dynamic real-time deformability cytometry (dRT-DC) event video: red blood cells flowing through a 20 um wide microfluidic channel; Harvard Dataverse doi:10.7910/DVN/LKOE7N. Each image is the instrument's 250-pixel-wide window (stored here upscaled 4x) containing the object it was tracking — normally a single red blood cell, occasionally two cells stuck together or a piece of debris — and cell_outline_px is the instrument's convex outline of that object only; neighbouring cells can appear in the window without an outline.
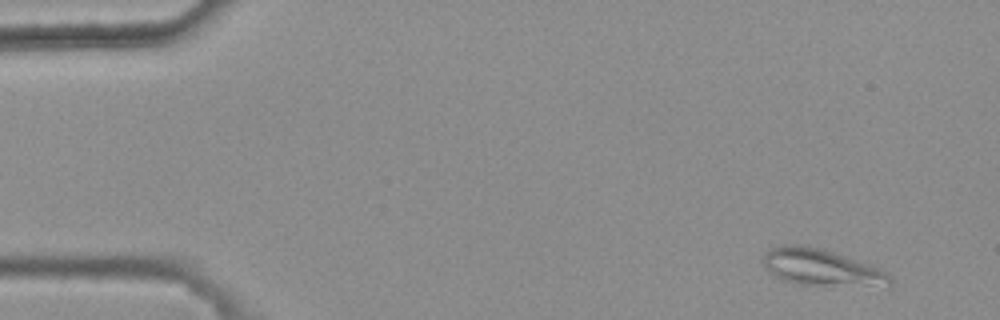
{"species": "common noctule bat (a hibernating species)", "species_latin": "Nyctalus noctula", "temperature_condition": "warm", "stored_images_in_passage": 45, "camera_frame_rate_fps": 3000, "um_per_image_px": 0.085, "animal": {"sex": "female", "body_mass_g": 25.1}, "frame": {"image": 1, "passage_image": 3, "time_ms": 0.667, "image_size_px": [1000, 320], "cell_outline_px": [[892, 284], [796, 284], [784, 280], [776, 276], [764, 268], [764, 252], [768, 248], [784, 244], [800, 244], [820, 248], [868, 264], [884, 272], [892, 280]], "centroid_in_image_um": [69.65, 22.68], "position_along_channel_um": 15.3, "area_um2": 25.95}}
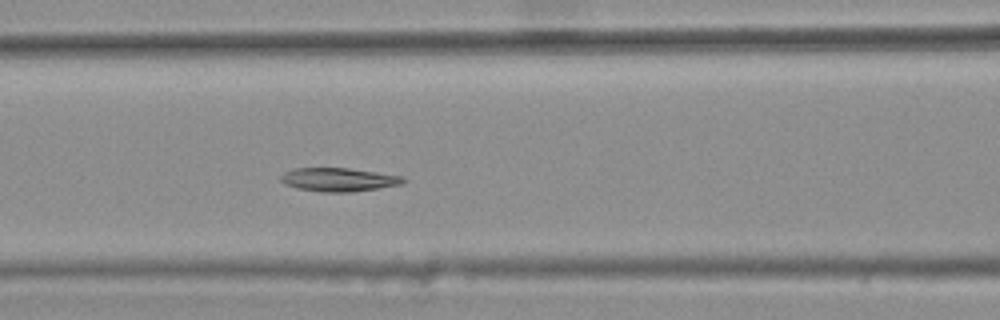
{"frame": {"image": 2, "passage_image": 22, "time_ms": 7.0, "image_size_px": [1000, 320], "cell_outline_px": [[408, 180], [400, 184], [352, 192], [320, 192], [296, 188], [284, 184], [280, 180], [280, 176], [284, 172], [296, 168], [348, 168], [404, 176]], "centroid_in_image_um": [28.76, 15.27], "position_along_channel_um": 137.8, "area_um2": 16.82}}
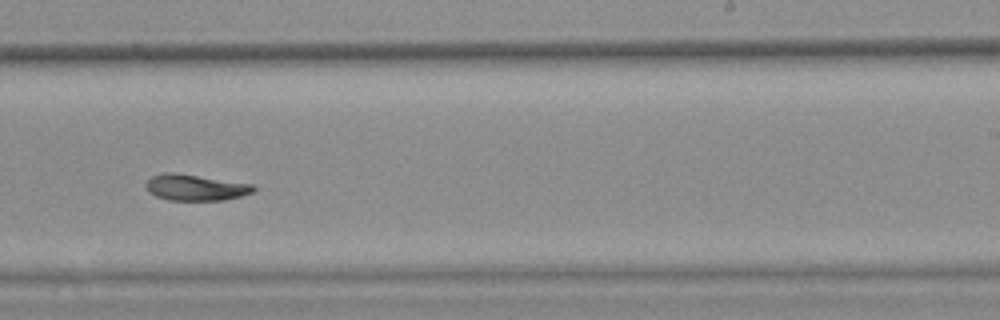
{"frame": {"image": 3, "passage_image": 33, "time_ms": 10.667, "image_size_px": [1000, 320], "cell_outline_px": [[256, 192], [224, 200], [168, 200], [156, 196], [148, 192], [144, 184], [152, 176], [164, 172], [176, 172], [252, 184], [256, 188]], "centroid_in_image_um": [16.6, 15.93], "position_along_channel_um": 272.4, "area_um2": 16.53}, "authors_computed_cell_mechanics": {"area_um2": 16.8198, "velocity_mm_per_s": 3.6815, "shape_relaxation_time_tau1_ms": null, "shape_relaxation_time_tau2_ms": 7.2765, "deformation_change_tau1": null, "deformation_change_tau2": 0.1019}}